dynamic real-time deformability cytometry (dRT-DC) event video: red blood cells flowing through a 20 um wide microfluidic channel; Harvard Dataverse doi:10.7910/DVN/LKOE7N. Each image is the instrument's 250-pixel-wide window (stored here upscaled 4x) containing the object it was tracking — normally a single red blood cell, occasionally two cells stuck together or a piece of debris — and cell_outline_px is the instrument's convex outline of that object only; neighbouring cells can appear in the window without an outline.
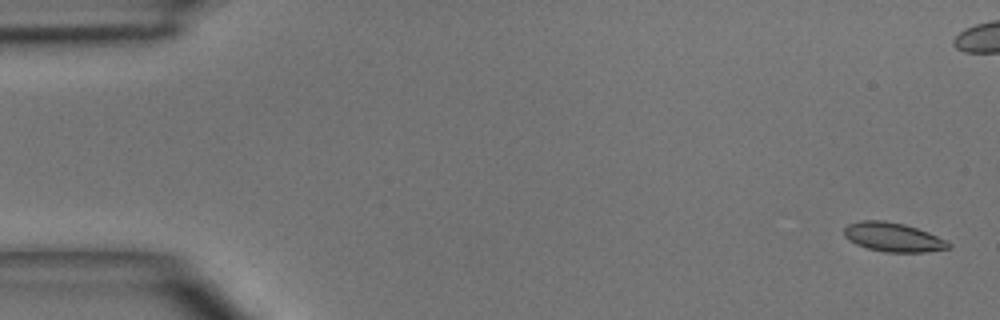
{"species": "common noctule bat (a hibernating species)", "species_latin": "Nyctalus noctula", "temperature_condition": "room temperature", "stored_images_in_passage": 5, "camera_frame_rate_fps": 3000, "um_per_image_px": 0.085, "animal": {"sex": "male", "body_mass_g": 15.6}, "frame": {"image": 1, "passage_image": 1, "time_ms": 0.0, "image_size_px": [1000, 320], "cell_outline_px": [[952, 244], [948, 248], [924, 252], [884, 252], [868, 248], [856, 244], [848, 240], [844, 236], [844, 228], [848, 224], [860, 220], [884, 220], [904, 224], [928, 232], [948, 240]], "centroid_in_image_um": [75.9, 20.15], "position_along_channel_um": 9.1, "area_um2": 17.74}}